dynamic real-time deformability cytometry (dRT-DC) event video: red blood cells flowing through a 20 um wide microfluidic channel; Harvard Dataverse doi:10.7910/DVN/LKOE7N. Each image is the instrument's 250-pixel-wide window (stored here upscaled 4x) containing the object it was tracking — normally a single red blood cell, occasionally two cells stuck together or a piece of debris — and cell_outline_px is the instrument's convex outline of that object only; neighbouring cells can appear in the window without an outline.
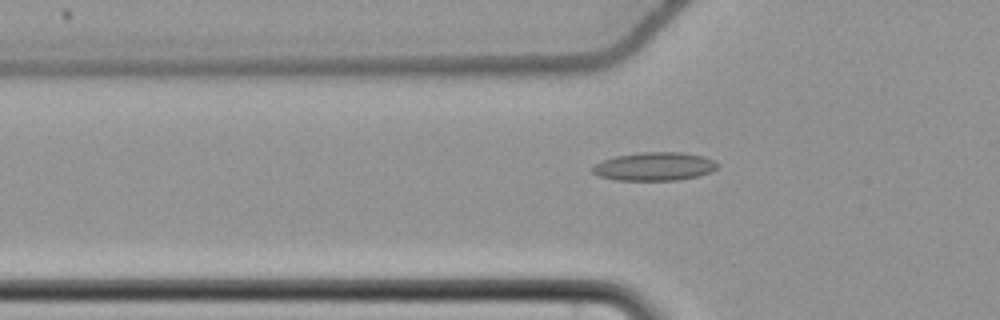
{"species": "common noctule bat (a hibernating species)", "species_latin": "Nyctalus noctula", "temperature_condition": "cold", "stored_images_in_passage": 57, "camera_frame_rate_fps": 3000, "um_per_image_px": 0.085, "animal": {"sex": "female", "body_mass_g": 22.7, "forearm_length_mm": 54.2}, "frame": {"image": 1, "passage_image": 20, "time_ms": 6.333, "image_size_px": [1000, 320], "cell_outline_px": [[720, 164], [716, 168], [708, 172], [696, 176], [676, 180], [616, 180], [596, 176], [592, 172], [592, 168], [596, 164], [604, 160], [616, 156], [644, 152], [680, 152], [704, 156]], "centroid_in_image_um": [55.6, 14.15], "position_along_channel_um": 70.2, "area_um2": 20.46}}
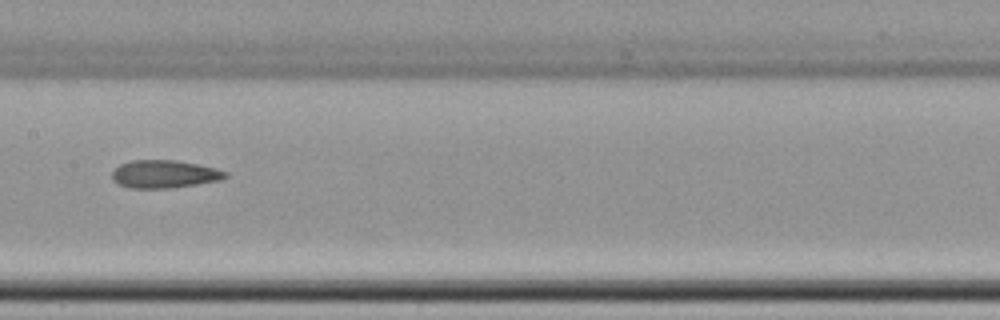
{"frame": {"image": 2, "passage_image": 30, "time_ms": 9.667, "image_size_px": [1000, 320], "cell_outline_px": [[228, 176], [220, 180], [172, 188], [132, 188], [120, 184], [112, 180], [112, 172], [120, 164], [132, 160], [176, 160], [216, 168], [228, 172]], "centroid_in_image_um": [13.98, 14.79], "position_along_channel_um": 193.4, "area_um2": 18.32}}
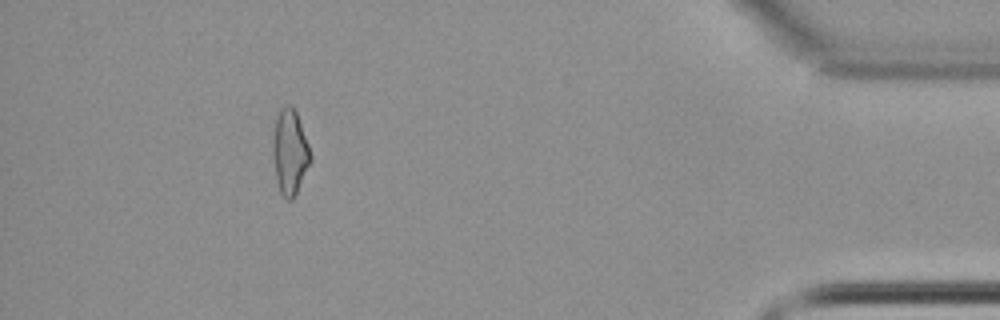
{"frame": {"image": 3, "passage_image": 52, "time_ms": 17.0, "image_size_px": [1000, 320], "cell_outline_px": [[312, 160], [292, 200], [288, 200], [280, 192], [276, 180], [272, 152], [276, 116], [280, 108], [284, 104], [288, 104], [296, 112], [308, 144], [312, 156]], "centroid_in_image_um": [24.63, 12.91], "position_along_channel_um": 410.6, "area_um2": 18.44}, "authors_computed_cell_mechanics": {"area_um2": 18.9584, "velocity_mm_per_s": 3.7151, "shape_relaxation_time_tau1_ms": null, "shape_relaxation_time_tau2_ms": 1.9561, "deformation_change_tau1": null, "deformation_change_tau2": 0.0891}}